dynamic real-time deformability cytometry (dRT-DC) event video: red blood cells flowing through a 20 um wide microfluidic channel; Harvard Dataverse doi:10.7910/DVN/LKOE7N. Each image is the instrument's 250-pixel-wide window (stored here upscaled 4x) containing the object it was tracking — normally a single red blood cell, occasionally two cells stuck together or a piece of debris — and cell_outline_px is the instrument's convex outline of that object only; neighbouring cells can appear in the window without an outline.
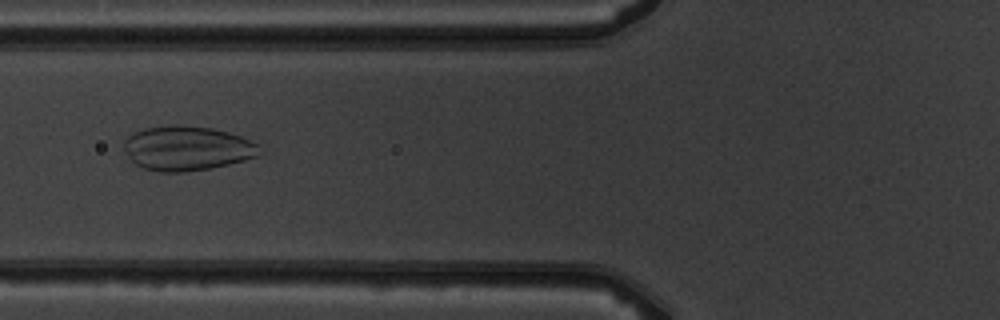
{"species": "common noctule bat (a hibernating species)", "species_latin": "Nyctalus noctula", "temperature_condition": "warm", "stored_images_in_passage": 3, "camera_frame_rate_fps": 3000, "um_per_image_px": 0.085, "animal": {"sex": "male", "body_mass_g": 19.5, "forearm_length_mm": 54.6}, "frame": {"image": 1, "passage_image": 3, "time_ms": 2.333, "image_size_px": [1000, 320], "cell_outline_px": [[264, 152], [260, 156], [212, 168], [184, 172], [160, 172], [144, 168], [136, 164], [124, 152], [124, 140], [132, 132], [144, 128], [172, 124], [180, 124], [212, 128], [228, 132], [240, 136], [260, 144]], "centroid_in_image_um": [15.93, 12.59], "position_along_channel_um": 109.9, "area_um2": 35.72}}